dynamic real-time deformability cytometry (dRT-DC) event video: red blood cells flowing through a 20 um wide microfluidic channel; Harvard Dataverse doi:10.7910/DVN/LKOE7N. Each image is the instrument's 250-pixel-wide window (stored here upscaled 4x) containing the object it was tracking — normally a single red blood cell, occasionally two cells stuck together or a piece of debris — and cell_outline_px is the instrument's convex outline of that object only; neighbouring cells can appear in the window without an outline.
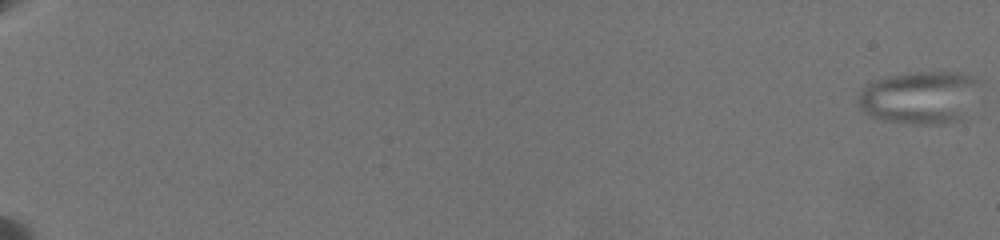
{"species": "common noctule bat (a hibernating species)", "species_latin": "Nyctalus noctula", "temperature_condition": "warm", "stored_images_in_passage": 59, "camera_frame_rate_fps": 3000, "um_per_image_px": 0.085, "animal": {"sex": "female", "body_mass_g": 19.5, "forearm_length_mm": 54.1}, "frame": {"image": 1, "passage_image": 1, "time_ms": 0.0, "image_size_px": [1000, 240], "cell_outline_px": [[980, 80], [956, 120], [924, 124], [916, 124], [884, 120], [872, 116], [864, 112], [860, 108], [856, 100], [860, 92], [868, 84], [884, 76], [916, 72], [956, 72], [976, 76]], "centroid_in_image_um": [78.03, 8.23], "position_along_channel_um": 7.0, "area_um2": 35.95}}
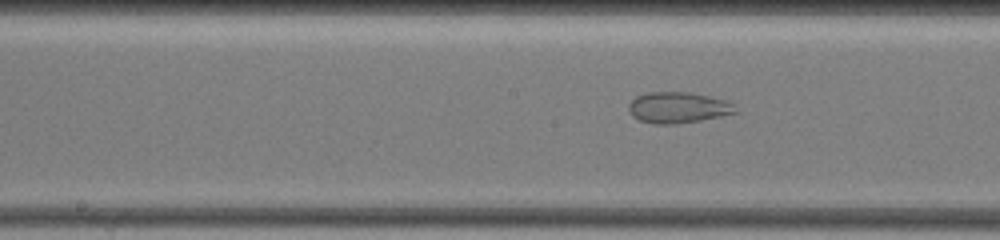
{"frame": {"image": 2, "passage_image": 36, "time_ms": 12.333, "image_size_px": [1000, 240], "cell_outline_px": [[740, 112], [700, 120], [676, 124], [652, 124], [640, 120], [632, 116], [628, 108], [628, 104], [636, 96], [648, 92], [688, 92], [728, 100]], "centroid_in_image_um": [57.63, 9.14], "position_along_channel_um": 190.6, "area_um2": 19.36}}
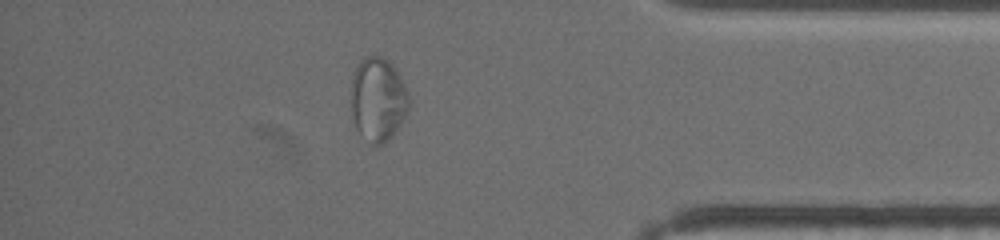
{"frame": {"image": 3, "passage_image": 52, "time_ms": 19.0, "image_size_px": [1000, 240], "cell_outline_px": [[408, 108], [404, 116], [396, 128], [380, 144], [372, 144], [360, 136], [356, 128], [352, 116], [352, 76], [360, 60], [368, 56], [380, 56], [396, 72], [404, 84], [408, 92]], "centroid_in_image_um": [32.08, 8.45], "position_along_channel_um": 403.1, "area_um2": 27.22}}